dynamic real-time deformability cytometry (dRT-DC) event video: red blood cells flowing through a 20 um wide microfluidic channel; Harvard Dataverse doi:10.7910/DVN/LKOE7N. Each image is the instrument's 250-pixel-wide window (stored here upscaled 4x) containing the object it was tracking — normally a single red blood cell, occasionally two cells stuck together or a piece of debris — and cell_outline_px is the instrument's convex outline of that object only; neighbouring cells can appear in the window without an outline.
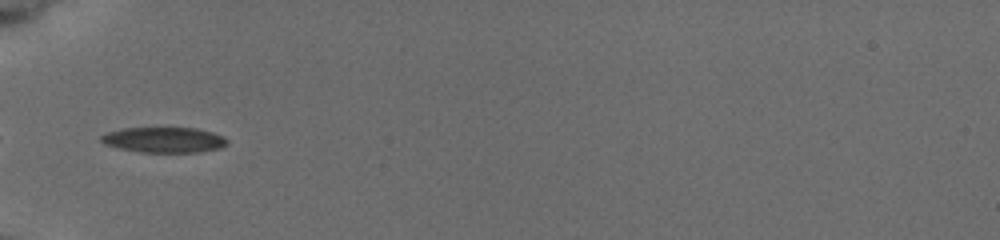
{"species": "common noctule bat (a hibernating species)", "species_latin": "Nyctalus noctula", "temperature_condition": "cold", "stored_images_in_passage": 36, "camera_frame_rate_fps": 3000, "um_per_image_px": 0.085, "animal": {"sex": "female", "body_mass_g": 19.5, "forearm_length_mm": 54.1}, "frame": {"image": 1, "passage_image": 1, "time_ms": 0.0, "image_size_px": [1000, 240], "cell_outline_px": [[228, 140], [220, 148], [196, 152], [140, 152], [120, 148], [104, 144], [100, 140], [100, 136], [108, 132], [124, 128], [196, 128], [212, 132], [224, 136]], "centroid_in_image_um": [13.93, 11.88], "position_along_channel_um": 71.1, "area_um2": 18.5}}
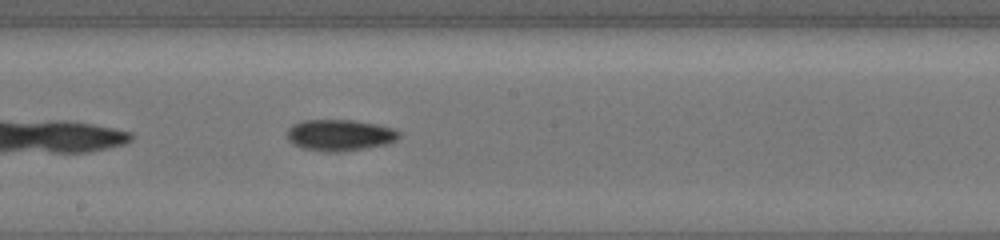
{"frame": {"image": 2, "passage_image": 13, "time_ms": 4.0, "image_size_px": [1000, 240], "cell_outline_px": [[400, 136], [396, 140], [384, 144], [364, 148], [340, 152], [328, 152], [304, 148], [288, 140], [288, 128], [292, 124], [304, 120], [352, 120], [376, 124], [392, 128], [400, 132]], "centroid_in_image_um": [28.88, 11.48], "position_along_channel_um": 219.3, "area_um2": 20.17}}
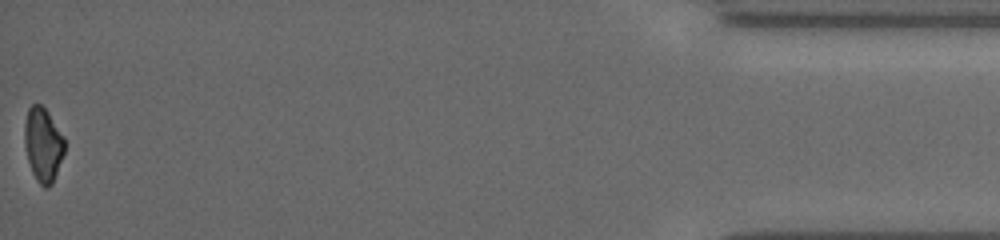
{"frame": {"image": 3, "passage_image": 36, "time_ms": 11.667, "image_size_px": [1000, 240], "cell_outline_px": [[64, 152], [52, 184], [48, 188], [44, 188], [36, 180], [32, 172], [28, 160], [24, 144], [24, 124], [28, 108], [32, 104], [40, 104], [48, 112], [64, 136]], "centroid_in_image_um": [3.65, 12.29], "position_along_channel_um": 431.6, "area_um2": 17.28}, "authors_computed_cell_mechanics": {"area_um2": 18.8428, "velocity_mm_per_s": 3.7903, "shape_relaxation_time_tau1_ms": 2.3668, "shape_relaxation_time_tau2_ms": 7.7624, "deformation_change_tau1": 0.1153, "deformation_change_tau2": 0.1217}}